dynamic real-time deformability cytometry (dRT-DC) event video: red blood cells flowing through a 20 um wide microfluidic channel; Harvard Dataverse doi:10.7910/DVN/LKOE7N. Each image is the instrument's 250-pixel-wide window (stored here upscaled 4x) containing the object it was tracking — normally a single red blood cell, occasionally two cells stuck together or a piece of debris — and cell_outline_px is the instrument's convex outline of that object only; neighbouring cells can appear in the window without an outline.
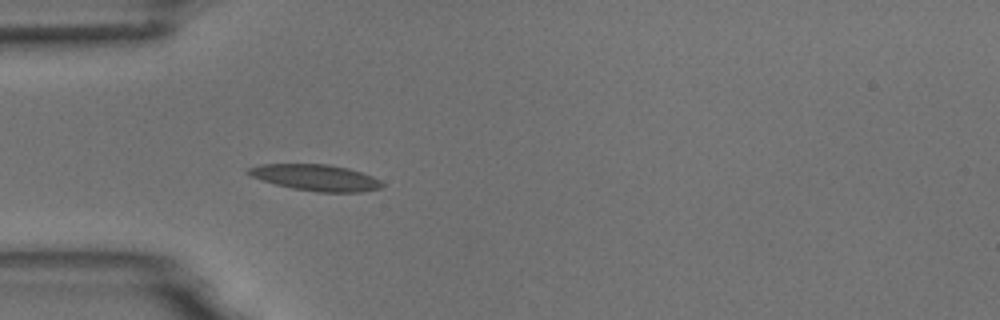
{"species": "common noctule bat (a hibernating species)", "species_latin": "Nyctalus noctula", "temperature_condition": "room temperature", "stored_images_in_passage": 1, "camera_frame_rate_fps": 3000, "um_per_image_px": 0.085, "animal": {"sex": "male", "body_mass_g": 18.8}, "frame": {"image": 1, "passage_image": 1, "time_ms": 0.0, "image_size_px": [1000, 320], "cell_outline_px": [[384, 184], [380, 188], [360, 192], [316, 192], [292, 188], [276, 184], [252, 176], [244, 172], [248, 168], [260, 164], [328, 164], [348, 168], [372, 176], [380, 180]], "centroid_in_image_um": [26.84, 15.09], "position_along_channel_um": 58.2, "area_um2": 20.35}}